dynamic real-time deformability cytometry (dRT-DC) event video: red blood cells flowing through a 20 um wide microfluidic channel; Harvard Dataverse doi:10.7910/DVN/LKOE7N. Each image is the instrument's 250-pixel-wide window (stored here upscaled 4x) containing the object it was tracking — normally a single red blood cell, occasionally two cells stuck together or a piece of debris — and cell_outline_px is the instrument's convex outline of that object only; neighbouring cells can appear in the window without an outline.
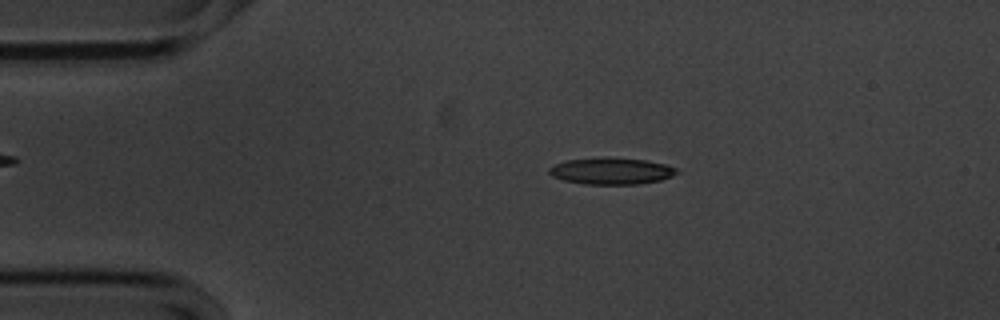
{"species": "common noctule bat (a hibernating species)", "species_latin": "Nyctalus noctula", "temperature_condition": "cold", "stored_images_in_passage": 55, "camera_frame_rate_fps": 3000, "um_per_image_px": 0.085, "animal": {"sex": "male", "body_mass_g": 20.1, "forearm_length_mm": 53.5}, "frame": {"image": 1, "passage_image": 10, "time_ms": 3.0, "image_size_px": [1000, 320], "cell_outline_px": [[672, 172], [668, 176], [656, 180], [628, 184], [596, 184], [568, 180], [556, 176], [552, 172], [552, 168], [560, 164], [572, 160], [640, 160], [660, 164], [672, 168]], "centroid_in_image_um": [51.96, 14.57], "position_along_channel_um": 33.0, "area_um2": 17.05}}
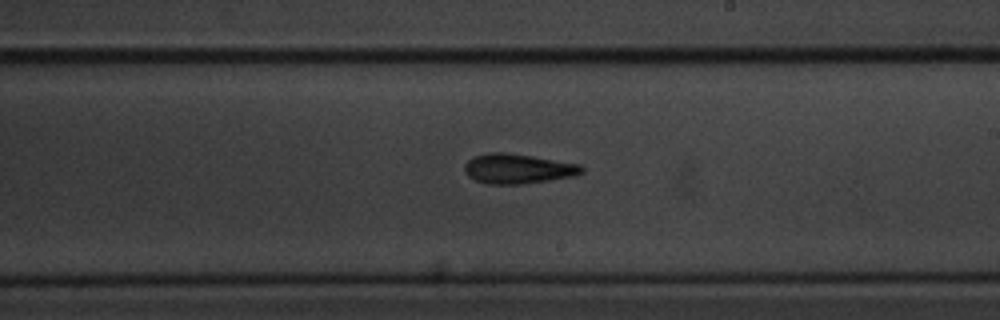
{"frame": {"image": 2, "passage_image": 31, "time_ms": 10.0, "image_size_px": [1000, 320], "cell_outline_px": [[580, 172], [540, 180], [476, 180], [468, 172], [468, 164], [476, 156], [524, 156], [572, 164], [580, 168]], "centroid_in_image_um": [44.01, 14.31], "position_along_channel_um": 245.0, "area_um2": 15.84}}
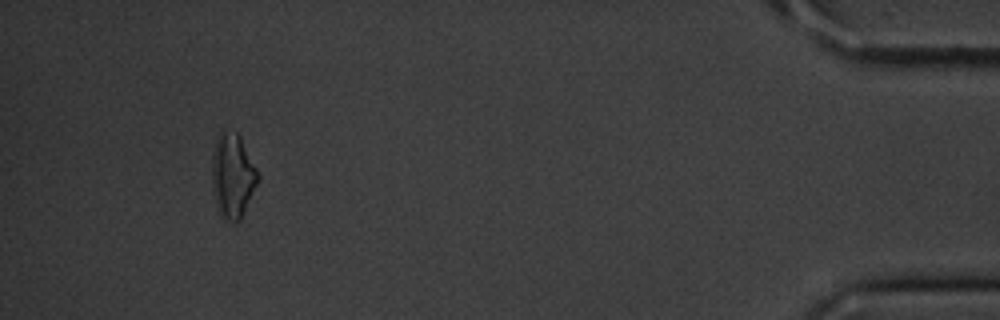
{"frame": {"image": 3, "passage_image": 51, "time_ms": 16.667, "image_size_px": [1000, 320], "cell_outline_px": [[256, 180], [240, 216], [236, 220], [224, 208], [220, 196], [220, 148], [236, 136], [240, 140], [256, 172]], "centroid_in_image_um": [20.02, 15.05], "position_along_channel_um": 415.2, "area_um2": 15.14}, "authors_computed_cell_mechanics": {"area_um2": 16.1262, "velocity_mm_per_s": 3.5747, "shape_relaxation_time_tau1_ms": 6.4215, "shape_relaxation_time_tau2_ms": null, "deformation_change_tau1": 0.1859, "deformation_change_tau2": null}}